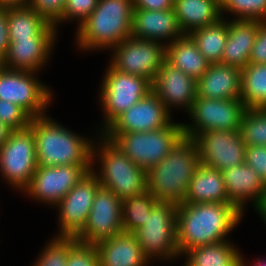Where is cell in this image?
Here are the masks:
<instances>
[{
  "mask_svg": "<svg viewBox=\"0 0 266 266\" xmlns=\"http://www.w3.org/2000/svg\"><path fill=\"white\" fill-rule=\"evenodd\" d=\"M243 213L232 203L177 204V247L180 255L193 247L225 241Z\"/></svg>",
  "mask_w": 266,
  "mask_h": 266,
  "instance_id": "obj_1",
  "label": "cell"
},
{
  "mask_svg": "<svg viewBox=\"0 0 266 266\" xmlns=\"http://www.w3.org/2000/svg\"><path fill=\"white\" fill-rule=\"evenodd\" d=\"M199 164L195 140L183 137L161 162L146 172L147 190L157 201L183 203Z\"/></svg>",
  "mask_w": 266,
  "mask_h": 266,
  "instance_id": "obj_2",
  "label": "cell"
},
{
  "mask_svg": "<svg viewBox=\"0 0 266 266\" xmlns=\"http://www.w3.org/2000/svg\"><path fill=\"white\" fill-rule=\"evenodd\" d=\"M48 115L31 119L39 167L93 165L92 141L61 126Z\"/></svg>",
  "mask_w": 266,
  "mask_h": 266,
  "instance_id": "obj_3",
  "label": "cell"
},
{
  "mask_svg": "<svg viewBox=\"0 0 266 266\" xmlns=\"http://www.w3.org/2000/svg\"><path fill=\"white\" fill-rule=\"evenodd\" d=\"M132 0H98L91 15L78 25L81 50L112 48L131 37Z\"/></svg>",
  "mask_w": 266,
  "mask_h": 266,
  "instance_id": "obj_4",
  "label": "cell"
},
{
  "mask_svg": "<svg viewBox=\"0 0 266 266\" xmlns=\"http://www.w3.org/2000/svg\"><path fill=\"white\" fill-rule=\"evenodd\" d=\"M101 138V146L98 148L93 143L92 147V160H95L96 155L100 160L101 172H94L100 185L113 191L121 200L146 191V171L133 163L112 141L105 136Z\"/></svg>",
  "mask_w": 266,
  "mask_h": 266,
  "instance_id": "obj_5",
  "label": "cell"
},
{
  "mask_svg": "<svg viewBox=\"0 0 266 266\" xmlns=\"http://www.w3.org/2000/svg\"><path fill=\"white\" fill-rule=\"evenodd\" d=\"M183 137V124L171 122L164 128L148 132L120 133L112 142L147 172L161 162Z\"/></svg>",
  "mask_w": 266,
  "mask_h": 266,
  "instance_id": "obj_6",
  "label": "cell"
},
{
  "mask_svg": "<svg viewBox=\"0 0 266 266\" xmlns=\"http://www.w3.org/2000/svg\"><path fill=\"white\" fill-rule=\"evenodd\" d=\"M177 204L159 201L151 210L144 225L133 232L144 255L150 260L178 257Z\"/></svg>",
  "mask_w": 266,
  "mask_h": 266,
  "instance_id": "obj_7",
  "label": "cell"
},
{
  "mask_svg": "<svg viewBox=\"0 0 266 266\" xmlns=\"http://www.w3.org/2000/svg\"><path fill=\"white\" fill-rule=\"evenodd\" d=\"M108 67L100 92L105 129L120 114L152 91V82L149 79L120 72L111 65Z\"/></svg>",
  "mask_w": 266,
  "mask_h": 266,
  "instance_id": "obj_8",
  "label": "cell"
},
{
  "mask_svg": "<svg viewBox=\"0 0 266 266\" xmlns=\"http://www.w3.org/2000/svg\"><path fill=\"white\" fill-rule=\"evenodd\" d=\"M38 167L35 139L30 128L12 131L0 147V173L7 183L22 191Z\"/></svg>",
  "mask_w": 266,
  "mask_h": 266,
  "instance_id": "obj_9",
  "label": "cell"
},
{
  "mask_svg": "<svg viewBox=\"0 0 266 266\" xmlns=\"http://www.w3.org/2000/svg\"><path fill=\"white\" fill-rule=\"evenodd\" d=\"M246 107L241 99L197 97L188 112L194 125L183 124L184 137L195 139L204 131L239 130Z\"/></svg>",
  "mask_w": 266,
  "mask_h": 266,
  "instance_id": "obj_10",
  "label": "cell"
},
{
  "mask_svg": "<svg viewBox=\"0 0 266 266\" xmlns=\"http://www.w3.org/2000/svg\"><path fill=\"white\" fill-rule=\"evenodd\" d=\"M161 43L133 36L126 38L112 47L114 54L110 65L120 72L147 78L153 82L166 56V45Z\"/></svg>",
  "mask_w": 266,
  "mask_h": 266,
  "instance_id": "obj_11",
  "label": "cell"
},
{
  "mask_svg": "<svg viewBox=\"0 0 266 266\" xmlns=\"http://www.w3.org/2000/svg\"><path fill=\"white\" fill-rule=\"evenodd\" d=\"M35 73L6 68L0 71V99L19 105L32 118L45 115L52 99L51 90L34 77Z\"/></svg>",
  "mask_w": 266,
  "mask_h": 266,
  "instance_id": "obj_12",
  "label": "cell"
},
{
  "mask_svg": "<svg viewBox=\"0 0 266 266\" xmlns=\"http://www.w3.org/2000/svg\"><path fill=\"white\" fill-rule=\"evenodd\" d=\"M170 110L151 91L129 109L120 114L101 136L112 141L118 134L125 132H148L161 129L171 123Z\"/></svg>",
  "mask_w": 266,
  "mask_h": 266,
  "instance_id": "obj_13",
  "label": "cell"
},
{
  "mask_svg": "<svg viewBox=\"0 0 266 266\" xmlns=\"http://www.w3.org/2000/svg\"><path fill=\"white\" fill-rule=\"evenodd\" d=\"M100 186L92 168L56 205L60 210L58 237H76L81 232L91 211L95 193Z\"/></svg>",
  "mask_w": 266,
  "mask_h": 266,
  "instance_id": "obj_14",
  "label": "cell"
},
{
  "mask_svg": "<svg viewBox=\"0 0 266 266\" xmlns=\"http://www.w3.org/2000/svg\"><path fill=\"white\" fill-rule=\"evenodd\" d=\"M93 167V165L38 166L24 192L36 200L56 206Z\"/></svg>",
  "mask_w": 266,
  "mask_h": 266,
  "instance_id": "obj_15",
  "label": "cell"
},
{
  "mask_svg": "<svg viewBox=\"0 0 266 266\" xmlns=\"http://www.w3.org/2000/svg\"><path fill=\"white\" fill-rule=\"evenodd\" d=\"M121 232V199L113 191L100 186L95 193L87 222L75 239L96 244Z\"/></svg>",
  "mask_w": 266,
  "mask_h": 266,
  "instance_id": "obj_16",
  "label": "cell"
},
{
  "mask_svg": "<svg viewBox=\"0 0 266 266\" xmlns=\"http://www.w3.org/2000/svg\"><path fill=\"white\" fill-rule=\"evenodd\" d=\"M200 163L220 171L245 163L246 145L239 130H210L195 139Z\"/></svg>",
  "mask_w": 266,
  "mask_h": 266,
  "instance_id": "obj_17",
  "label": "cell"
},
{
  "mask_svg": "<svg viewBox=\"0 0 266 266\" xmlns=\"http://www.w3.org/2000/svg\"><path fill=\"white\" fill-rule=\"evenodd\" d=\"M196 86L195 78L183 73L165 59L152 82V91L168 110L174 105L183 106L188 113L197 98Z\"/></svg>",
  "mask_w": 266,
  "mask_h": 266,
  "instance_id": "obj_18",
  "label": "cell"
},
{
  "mask_svg": "<svg viewBox=\"0 0 266 266\" xmlns=\"http://www.w3.org/2000/svg\"><path fill=\"white\" fill-rule=\"evenodd\" d=\"M229 201L242 213L244 203L253 200L258 211L266 200V184L248 164L243 163L222 171Z\"/></svg>",
  "mask_w": 266,
  "mask_h": 266,
  "instance_id": "obj_19",
  "label": "cell"
},
{
  "mask_svg": "<svg viewBox=\"0 0 266 266\" xmlns=\"http://www.w3.org/2000/svg\"><path fill=\"white\" fill-rule=\"evenodd\" d=\"M131 36L157 42L168 38L170 41L166 44H170L182 37L183 33L179 28L174 9L133 8Z\"/></svg>",
  "mask_w": 266,
  "mask_h": 266,
  "instance_id": "obj_20",
  "label": "cell"
},
{
  "mask_svg": "<svg viewBox=\"0 0 266 266\" xmlns=\"http://www.w3.org/2000/svg\"><path fill=\"white\" fill-rule=\"evenodd\" d=\"M242 69L222 63L210 64L197 79V97L208 99H240Z\"/></svg>",
  "mask_w": 266,
  "mask_h": 266,
  "instance_id": "obj_21",
  "label": "cell"
},
{
  "mask_svg": "<svg viewBox=\"0 0 266 266\" xmlns=\"http://www.w3.org/2000/svg\"><path fill=\"white\" fill-rule=\"evenodd\" d=\"M95 246L100 266H146L150 262L133 233L121 232Z\"/></svg>",
  "mask_w": 266,
  "mask_h": 266,
  "instance_id": "obj_22",
  "label": "cell"
},
{
  "mask_svg": "<svg viewBox=\"0 0 266 266\" xmlns=\"http://www.w3.org/2000/svg\"><path fill=\"white\" fill-rule=\"evenodd\" d=\"M56 39H10L4 68L38 72L48 61Z\"/></svg>",
  "mask_w": 266,
  "mask_h": 266,
  "instance_id": "obj_23",
  "label": "cell"
},
{
  "mask_svg": "<svg viewBox=\"0 0 266 266\" xmlns=\"http://www.w3.org/2000/svg\"><path fill=\"white\" fill-rule=\"evenodd\" d=\"M257 31L258 20L234 19L229 21L221 63L243 69L249 62Z\"/></svg>",
  "mask_w": 266,
  "mask_h": 266,
  "instance_id": "obj_24",
  "label": "cell"
},
{
  "mask_svg": "<svg viewBox=\"0 0 266 266\" xmlns=\"http://www.w3.org/2000/svg\"><path fill=\"white\" fill-rule=\"evenodd\" d=\"M10 39H55L56 27L38 14L30 5L7 10Z\"/></svg>",
  "mask_w": 266,
  "mask_h": 266,
  "instance_id": "obj_25",
  "label": "cell"
},
{
  "mask_svg": "<svg viewBox=\"0 0 266 266\" xmlns=\"http://www.w3.org/2000/svg\"><path fill=\"white\" fill-rule=\"evenodd\" d=\"M185 203H231L222 172L199 164L190 181Z\"/></svg>",
  "mask_w": 266,
  "mask_h": 266,
  "instance_id": "obj_26",
  "label": "cell"
},
{
  "mask_svg": "<svg viewBox=\"0 0 266 266\" xmlns=\"http://www.w3.org/2000/svg\"><path fill=\"white\" fill-rule=\"evenodd\" d=\"M174 11L183 35L216 23L221 15L220 0H175Z\"/></svg>",
  "mask_w": 266,
  "mask_h": 266,
  "instance_id": "obj_27",
  "label": "cell"
},
{
  "mask_svg": "<svg viewBox=\"0 0 266 266\" xmlns=\"http://www.w3.org/2000/svg\"><path fill=\"white\" fill-rule=\"evenodd\" d=\"M166 45L165 59L183 73L199 79L210 66V62L198 50L189 35L174 40Z\"/></svg>",
  "mask_w": 266,
  "mask_h": 266,
  "instance_id": "obj_28",
  "label": "cell"
},
{
  "mask_svg": "<svg viewBox=\"0 0 266 266\" xmlns=\"http://www.w3.org/2000/svg\"><path fill=\"white\" fill-rule=\"evenodd\" d=\"M184 254L190 266H246L229 240L193 247Z\"/></svg>",
  "mask_w": 266,
  "mask_h": 266,
  "instance_id": "obj_29",
  "label": "cell"
},
{
  "mask_svg": "<svg viewBox=\"0 0 266 266\" xmlns=\"http://www.w3.org/2000/svg\"><path fill=\"white\" fill-rule=\"evenodd\" d=\"M228 35V21L221 18L216 23L192 31L189 36L198 50L210 62L221 63Z\"/></svg>",
  "mask_w": 266,
  "mask_h": 266,
  "instance_id": "obj_30",
  "label": "cell"
},
{
  "mask_svg": "<svg viewBox=\"0 0 266 266\" xmlns=\"http://www.w3.org/2000/svg\"><path fill=\"white\" fill-rule=\"evenodd\" d=\"M240 99L246 109L266 108V64L248 63L242 69Z\"/></svg>",
  "mask_w": 266,
  "mask_h": 266,
  "instance_id": "obj_31",
  "label": "cell"
},
{
  "mask_svg": "<svg viewBox=\"0 0 266 266\" xmlns=\"http://www.w3.org/2000/svg\"><path fill=\"white\" fill-rule=\"evenodd\" d=\"M158 202L148 190L122 199L121 218L123 232L133 233L143 226L152 208Z\"/></svg>",
  "mask_w": 266,
  "mask_h": 266,
  "instance_id": "obj_32",
  "label": "cell"
},
{
  "mask_svg": "<svg viewBox=\"0 0 266 266\" xmlns=\"http://www.w3.org/2000/svg\"><path fill=\"white\" fill-rule=\"evenodd\" d=\"M239 131L246 146H266V108L246 109Z\"/></svg>",
  "mask_w": 266,
  "mask_h": 266,
  "instance_id": "obj_33",
  "label": "cell"
},
{
  "mask_svg": "<svg viewBox=\"0 0 266 266\" xmlns=\"http://www.w3.org/2000/svg\"><path fill=\"white\" fill-rule=\"evenodd\" d=\"M228 11L235 19L266 21V0H221V15Z\"/></svg>",
  "mask_w": 266,
  "mask_h": 266,
  "instance_id": "obj_34",
  "label": "cell"
},
{
  "mask_svg": "<svg viewBox=\"0 0 266 266\" xmlns=\"http://www.w3.org/2000/svg\"><path fill=\"white\" fill-rule=\"evenodd\" d=\"M34 266H66L69 255V237L56 236L47 243Z\"/></svg>",
  "mask_w": 266,
  "mask_h": 266,
  "instance_id": "obj_35",
  "label": "cell"
},
{
  "mask_svg": "<svg viewBox=\"0 0 266 266\" xmlns=\"http://www.w3.org/2000/svg\"><path fill=\"white\" fill-rule=\"evenodd\" d=\"M66 266H100L95 244L79 242L69 237V255Z\"/></svg>",
  "mask_w": 266,
  "mask_h": 266,
  "instance_id": "obj_36",
  "label": "cell"
},
{
  "mask_svg": "<svg viewBox=\"0 0 266 266\" xmlns=\"http://www.w3.org/2000/svg\"><path fill=\"white\" fill-rule=\"evenodd\" d=\"M31 119L19 105L0 99V121L12 131L29 128Z\"/></svg>",
  "mask_w": 266,
  "mask_h": 266,
  "instance_id": "obj_37",
  "label": "cell"
},
{
  "mask_svg": "<svg viewBox=\"0 0 266 266\" xmlns=\"http://www.w3.org/2000/svg\"><path fill=\"white\" fill-rule=\"evenodd\" d=\"M98 0H66L63 15L54 23L57 28L64 20L78 19L80 25L91 15Z\"/></svg>",
  "mask_w": 266,
  "mask_h": 266,
  "instance_id": "obj_38",
  "label": "cell"
},
{
  "mask_svg": "<svg viewBox=\"0 0 266 266\" xmlns=\"http://www.w3.org/2000/svg\"><path fill=\"white\" fill-rule=\"evenodd\" d=\"M30 6L49 23L54 24L63 15L66 0H31Z\"/></svg>",
  "mask_w": 266,
  "mask_h": 266,
  "instance_id": "obj_39",
  "label": "cell"
},
{
  "mask_svg": "<svg viewBox=\"0 0 266 266\" xmlns=\"http://www.w3.org/2000/svg\"><path fill=\"white\" fill-rule=\"evenodd\" d=\"M245 163L258 173L266 184V146H246Z\"/></svg>",
  "mask_w": 266,
  "mask_h": 266,
  "instance_id": "obj_40",
  "label": "cell"
},
{
  "mask_svg": "<svg viewBox=\"0 0 266 266\" xmlns=\"http://www.w3.org/2000/svg\"><path fill=\"white\" fill-rule=\"evenodd\" d=\"M248 63L266 64V21H258V31Z\"/></svg>",
  "mask_w": 266,
  "mask_h": 266,
  "instance_id": "obj_41",
  "label": "cell"
},
{
  "mask_svg": "<svg viewBox=\"0 0 266 266\" xmlns=\"http://www.w3.org/2000/svg\"><path fill=\"white\" fill-rule=\"evenodd\" d=\"M8 8L0 7V56L3 58L10 45L9 30L7 25Z\"/></svg>",
  "mask_w": 266,
  "mask_h": 266,
  "instance_id": "obj_42",
  "label": "cell"
},
{
  "mask_svg": "<svg viewBox=\"0 0 266 266\" xmlns=\"http://www.w3.org/2000/svg\"><path fill=\"white\" fill-rule=\"evenodd\" d=\"M175 0H132L133 8L146 10L174 9Z\"/></svg>",
  "mask_w": 266,
  "mask_h": 266,
  "instance_id": "obj_43",
  "label": "cell"
},
{
  "mask_svg": "<svg viewBox=\"0 0 266 266\" xmlns=\"http://www.w3.org/2000/svg\"><path fill=\"white\" fill-rule=\"evenodd\" d=\"M31 0H0V7L10 8L30 5Z\"/></svg>",
  "mask_w": 266,
  "mask_h": 266,
  "instance_id": "obj_44",
  "label": "cell"
},
{
  "mask_svg": "<svg viewBox=\"0 0 266 266\" xmlns=\"http://www.w3.org/2000/svg\"><path fill=\"white\" fill-rule=\"evenodd\" d=\"M12 130L0 121V147L6 142Z\"/></svg>",
  "mask_w": 266,
  "mask_h": 266,
  "instance_id": "obj_45",
  "label": "cell"
},
{
  "mask_svg": "<svg viewBox=\"0 0 266 266\" xmlns=\"http://www.w3.org/2000/svg\"><path fill=\"white\" fill-rule=\"evenodd\" d=\"M258 213L260 216H262L261 218H263V220L266 224V200L263 203V205L261 206V208L258 210Z\"/></svg>",
  "mask_w": 266,
  "mask_h": 266,
  "instance_id": "obj_46",
  "label": "cell"
},
{
  "mask_svg": "<svg viewBox=\"0 0 266 266\" xmlns=\"http://www.w3.org/2000/svg\"><path fill=\"white\" fill-rule=\"evenodd\" d=\"M255 266H266V262L257 259Z\"/></svg>",
  "mask_w": 266,
  "mask_h": 266,
  "instance_id": "obj_47",
  "label": "cell"
},
{
  "mask_svg": "<svg viewBox=\"0 0 266 266\" xmlns=\"http://www.w3.org/2000/svg\"><path fill=\"white\" fill-rule=\"evenodd\" d=\"M4 68L3 58L0 56V71Z\"/></svg>",
  "mask_w": 266,
  "mask_h": 266,
  "instance_id": "obj_48",
  "label": "cell"
}]
</instances>
